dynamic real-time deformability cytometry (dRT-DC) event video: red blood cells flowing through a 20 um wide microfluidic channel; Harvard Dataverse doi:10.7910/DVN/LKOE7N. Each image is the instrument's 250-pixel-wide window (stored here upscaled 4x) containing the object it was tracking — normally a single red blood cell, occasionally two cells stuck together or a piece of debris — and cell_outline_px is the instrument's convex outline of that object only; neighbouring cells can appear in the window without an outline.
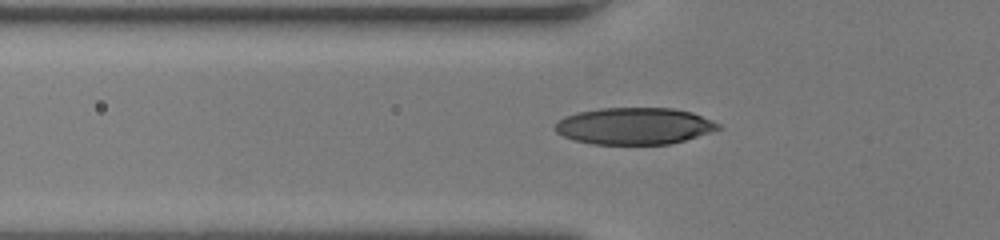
{"species": "human", "species_latin": "Homo sapiens", "temperature_condition": "room temperature", "stored_images_in_passage": 22, "camera_frame_rate_fps": 3000, "um_per_image_px": 0.085, "donor": {"sex": "female"}, "frame": {"image": 1, "passage_image": 10, "time_ms": 3.0, "image_size_px": [1000, 240], "cell_outline_px": [[724, 128], [672, 144], [592, 144], [576, 140], [564, 136], [556, 132], [552, 128], [564, 116], [580, 112], [600, 108], [672, 108], [692, 112], [712, 120], [720, 124]], "centroid_in_image_um": [53.95, 10.71], "position_along_channel_um": 71.9, "area_um2": 35.03}}
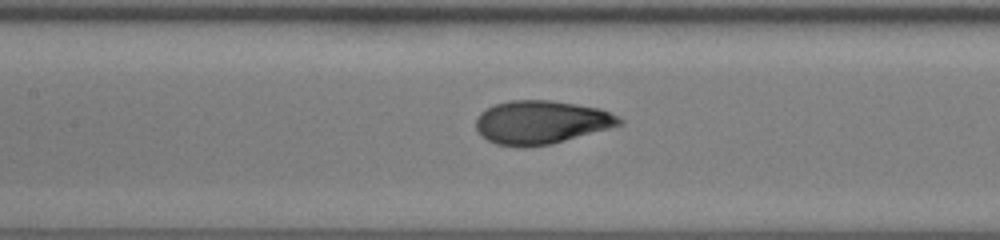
{"frame": {"image": 2, "passage_image": 17, "time_ms": 5.333, "image_size_px": [1000, 240], "cell_outline_px": [[624, 124], [552, 144], [520, 148], [516, 148], [496, 144], [488, 140], [476, 128], [476, 116], [480, 112], [496, 104], [508, 100], [548, 100], [576, 104], [600, 108], [620, 116], [624, 120]], "centroid_in_image_um": [46.02, 10.4], "position_along_channel_um": 161.4, "area_um2": 36.53}}
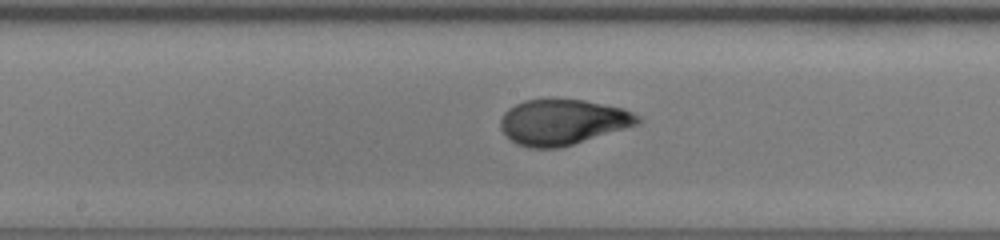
{"frame": {"image": 3, "passage_image": 20, "time_ms": 6.333, "image_size_px": [1000, 240], "cell_outline_px": [[640, 124], [572, 144], [556, 148], [528, 148], [516, 144], [500, 128], [500, 120], [504, 112], [508, 108], [524, 100], [552, 96], [556, 96], [584, 100], [624, 108], [640, 116]], "centroid_in_image_um": [47.81, 10.33], "position_along_channel_um": 200.4, "area_um2": 37.05}}